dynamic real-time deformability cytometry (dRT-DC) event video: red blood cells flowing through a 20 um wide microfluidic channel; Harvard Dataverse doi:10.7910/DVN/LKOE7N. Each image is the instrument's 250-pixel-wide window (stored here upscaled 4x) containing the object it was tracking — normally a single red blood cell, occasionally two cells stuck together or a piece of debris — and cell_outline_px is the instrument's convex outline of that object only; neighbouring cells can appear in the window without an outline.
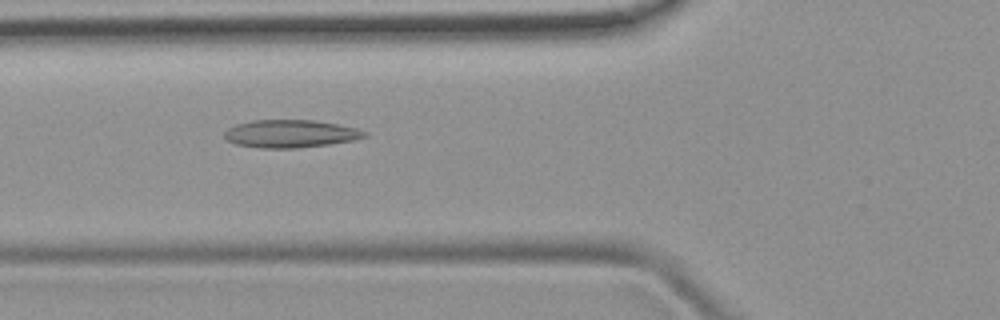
{"species": "common noctule bat (a hibernating species)", "species_latin": "Nyctalus noctula", "temperature_condition": "room temperature", "stored_images_in_passage": 43, "camera_frame_rate_fps": 3000, "um_per_image_px": 0.085, "animal": {"sex": "female", "body_mass_g": 19.9}, "frame": {"image": 1, "passage_image": 12, "time_ms": 3.667, "image_size_px": [1000, 320], "cell_outline_px": [[368, 136], [352, 140], [328, 144], [296, 148], [260, 148], [236, 144], [228, 140], [224, 136], [224, 132], [228, 128], [236, 124], [252, 120], [312, 120], [336, 124], [356, 128], [368, 132]], "centroid_in_image_um": [24.67, 11.36], "position_along_channel_um": 101.1, "area_um2": 22.54}}
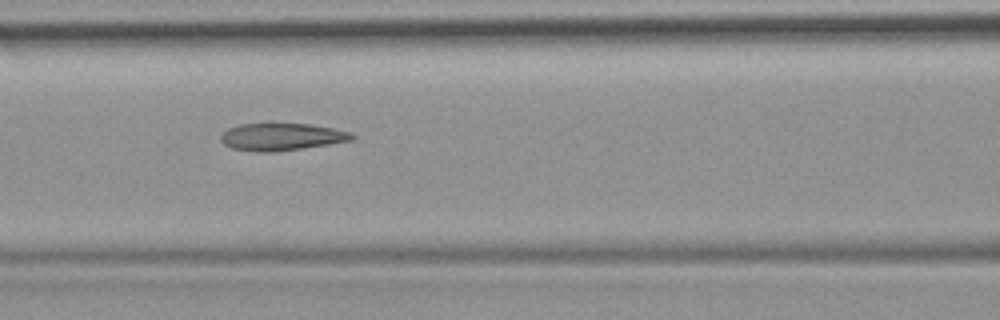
{"frame": {"image": 2, "passage_image": 15, "time_ms": 4.667, "image_size_px": [1000, 320], "cell_outline_px": [[356, 136], [352, 140], [328, 144], [272, 152], [256, 152], [232, 148], [224, 144], [220, 140], [220, 136], [228, 128], [240, 124], [272, 120], [308, 124], [332, 128], [352, 132]], "centroid_in_image_um": [23.89, 11.58], "position_along_channel_um": 142.7, "area_um2": 21.62}}
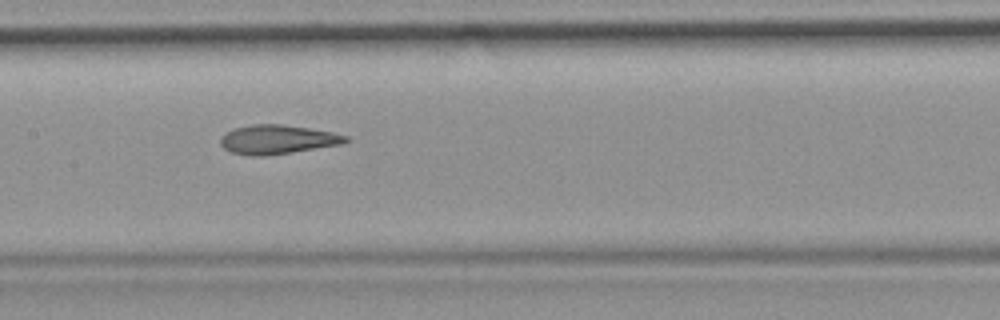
{"frame": {"image": 3, "passage_image": 18, "time_ms": 5.667, "image_size_px": [1000, 320], "cell_outline_px": [[352, 140], [340, 144], [292, 152], [264, 156], [248, 156], [232, 152], [224, 148], [220, 144], [220, 140], [232, 128], [252, 124], [280, 124], [308, 128], [332, 132], [348, 136]], "centroid_in_image_um": [23.58, 11.85], "position_along_channel_um": 183.8, "area_um2": 21.1}}